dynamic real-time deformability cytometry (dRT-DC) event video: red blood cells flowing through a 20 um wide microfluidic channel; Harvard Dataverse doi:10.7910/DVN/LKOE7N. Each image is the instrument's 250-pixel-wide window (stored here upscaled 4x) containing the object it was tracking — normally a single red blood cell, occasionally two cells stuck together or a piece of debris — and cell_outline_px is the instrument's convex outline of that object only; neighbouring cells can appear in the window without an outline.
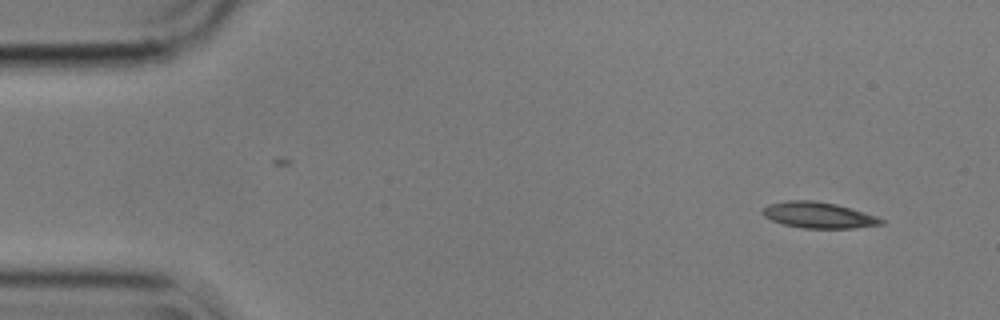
{"species": "common noctule bat (a hibernating species)", "species_latin": "Nyctalus noctula", "temperature_condition": "cold", "stored_images_in_passage": 52, "camera_frame_rate_fps": 3000, "um_per_image_px": 0.085, "animal": {"sex": "male", "body_mass_g": 17.9}, "frame": {"image": 1, "passage_image": 1, "time_ms": 0.0, "image_size_px": [1000, 320], "cell_outline_px": [[888, 220], [884, 224], [852, 228], [804, 228], [784, 224], [772, 220], [764, 216], [764, 208], [768, 204], [788, 200], [816, 200], [836, 204], [864, 212]], "centroid_in_image_um": [69.63, 18.28], "position_along_channel_um": 15.4, "area_um2": 17.92}}
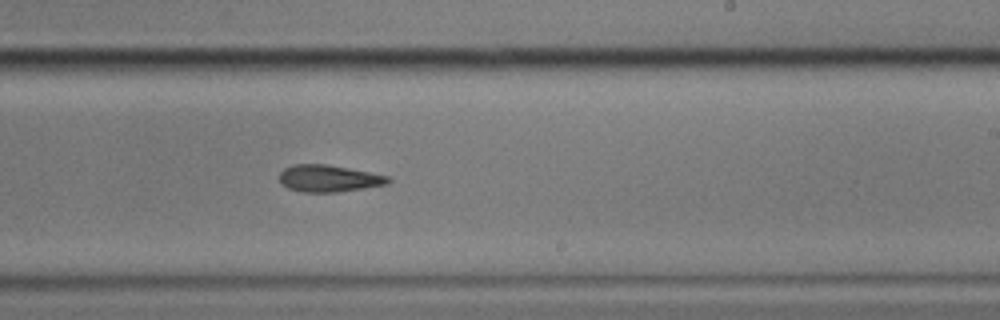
{"frame": {"image": 2, "passage_image": 30, "time_ms": 9.667, "image_size_px": [1000, 320], "cell_outline_px": [[392, 180], [388, 184], [364, 188], [336, 192], [304, 192], [288, 188], [280, 180], [280, 172], [284, 168], [292, 164], [324, 164], [348, 168], [388, 176]], "centroid_in_image_um": [27.95, 15.16], "position_along_channel_um": 261.1, "area_um2": 16.88}}
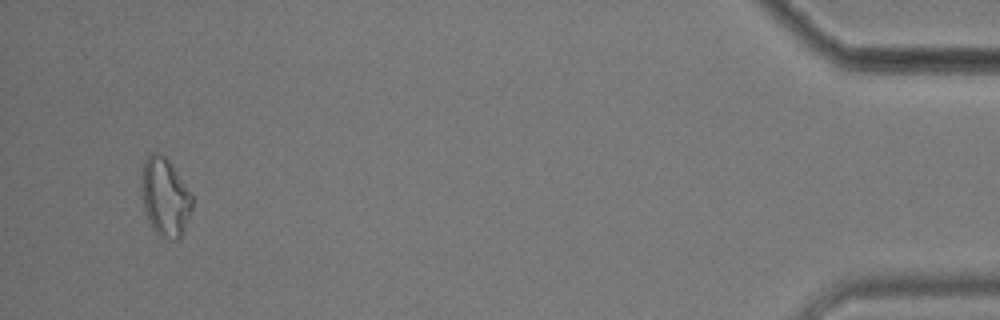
{"frame": {"image": 3, "passage_image": 50, "time_ms": 16.333, "image_size_px": [1000, 320], "cell_outline_px": [[192, 208], [184, 228], [180, 236], [176, 240], [172, 240], [156, 232], [152, 228], [148, 220], [144, 208], [140, 188], [140, 184], [144, 160], [152, 152], [160, 152], [168, 160], [192, 192]], "centroid_in_image_um": [14.01, 16.71], "position_along_channel_um": 421.2, "area_um2": 23.12}}